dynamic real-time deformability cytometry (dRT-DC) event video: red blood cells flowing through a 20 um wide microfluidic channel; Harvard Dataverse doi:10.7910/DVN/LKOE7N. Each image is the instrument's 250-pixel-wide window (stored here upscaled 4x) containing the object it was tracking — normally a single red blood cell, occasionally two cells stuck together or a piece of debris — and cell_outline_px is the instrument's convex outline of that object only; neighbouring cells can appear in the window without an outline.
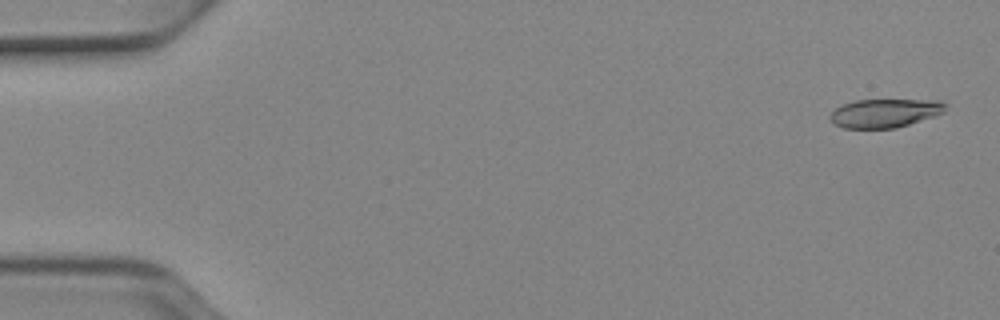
{"species": "Egyptian fruit bat (a non-hibernating species)", "species_latin": "Rousettus aegyptiacus", "temperature_condition": "cold", "stored_images_in_passage": 14, "camera_frame_rate_fps": 3000, "um_per_image_px": 0.085, "animal": {"sex": "female"}, "frame": {"image": 1, "passage_image": 2, "time_ms": 0.333, "image_size_px": [1000, 320], "cell_outline_px": [[948, 104], [944, 112], [936, 116], [896, 128], [844, 128], [828, 120], [828, 116], [840, 104], [856, 100], [940, 100]], "centroid_in_image_um": [75.22, 9.61], "position_along_channel_um": 9.8, "area_um2": 19.48}}